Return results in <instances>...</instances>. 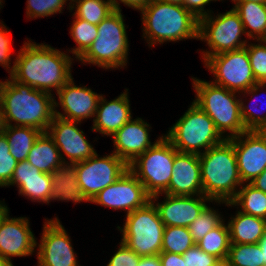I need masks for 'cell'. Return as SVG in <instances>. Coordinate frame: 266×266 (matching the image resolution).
<instances>
[{
	"label": "cell",
	"mask_w": 266,
	"mask_h": 266,
	"mask_svg": "<svg viewBox=\"0 0 266 266\" xmlns=\"http://www.w3.org/2000/svg\"><path fill=\"white\" fill-rule=\"evenodd\" d=\"M109 1L112 3L113 8L115 10L121 11L117 0H109ZM119 1H121L123 4L127 5L128 7L141 11L146 6H148L152 0H119Z\"/></svg>",
	"instance_id": "bcb514c9"
},
{
	"label": "cell",
	"mask_w": 266,
	"mask_h": 266,
	"mask_svg": "<svg viewBox=\"0 0 266 266\" xmlns=\"http://www.w3.org/2000/svg\"><path fill=\"white\" fill-rule=\"evenodd\" d=\"M95 116L92 131L108 136L116 133L126 122L132 119L126 91L109 102L101 96Z\"/></svg>",
	"instance_id": "7402d4cb"
},
{
	"label": "cell",
	"mask_w": 266,
	"mask_h": 266,
	"mask_svg": "<svg viewBox=\"0 0 266 266\" xmlns=\"http://www.w3.org/2000/svg\"><path fill=\"white\" fill-rule=\"evenodd\" d=\"M220 216L217 211L208 205L203 208L198 217L188 227L195 243L223 222Z\"/></svg>",
	"instance_id": "e575fe53"
},
{
	"label": "cell",
	"mask_w": 266,
	"mask_h": 266,
	"mask_svg": "<svg viewBox=\"0 0 266 266\" xmlns=\"http://www.w3.org/2000/svg\"><path fill=\"white\" fill-rule=\"evenodd\" d=\"M215 266H230L227 260H220Z\"/></svg>",
	"instance_id": "9f6ffc18"
},
{
	"label": "cell",
	"mask_w": 266,
	"mask_h": 266,
	"mask_svg": "<svg viewBox=\"0 0 266 266\" xmlns=\"http://www.w3.org/2000/svg\"><path fill=\"white\" fill-rule=\"evenodd\" d=\"M122 242L139 257L156 255L161 252L165 225L161 221L154 202L126 214Z\"/></svg>",
	"instance_id": "9c48e42d"
},
{
	"label": "cell",
	"mask_w": 266,
	"mask_h": 266,
	"mask_svg": "<svg viewBox=\"0 0 266 266\" xmlns=\"http://www.w3.org/2000/svg\"><path fill=\"white\" fill-rule=\"evenodd\" d=\"M0 266H14V265L9 263L4 257L0 255Z\"/></svg>",
	"instance_id": "11a10c76"
},
{
	"label": "cell",
	"mask_w": 266,
	"mask_h": 266,
	"mask_svg": "<svg viewBox=\"0 0 266 266\" xmlns=\"http://www.w3.org/2000/svg\"><path fill=\"white\" fill-rule=\"evenodd\" d=\"M236 4L235 6L238 4V3H243V2H257V3H263V4H266V0H233Z\"/></svg>",
	"instance_id": "f5cc1de1"
},
{
	"label": "cell",
	"mask_w": 266,
	"mask_h": 266,
	"mask_svg": "<svg viewBox=\"0 0 266 266\" xmlns=\"http://www.w3.org/2000/svg\"><path fill=\"white\" fill-rule=\"evenodd\" d=\"M52 190L50 200H66L79 203L91 202L78 184L77 170L73 164L66 163L51 173Z\"/></svg>",
	"instance_id": "603a6c76"
},
{
	"label": "cell",
	"mask_w": 266,
	"mask_h": 266,
	"mask_svg": "<svg viewBox=\"0 0 266 266\" xmlns=\"http://www.w3.org/2000/svg\"><path fill=\"white\" fill-rule=\"evenodd\" d=\"M71 59L49 45L27 41L9 75L17 82L51 94L53 88L58 92L72 78Z\"/></svg>",
	"instance_id": "6da1fadb"
},
{
	"label": "cell",
	"mask_w": 266,
	"mask_h": 266,
	"mask_svg": "<svg viewBox=\"0 0 266 266\" xmlns=\"http://www.w3.org/2000/svg\"><path fill=\"white\" fill-rule=\"evenodd\" d=\"M10 145V154L17 162L24 161L42 131L29 126L6 125L3 130Z\"/></svg>",
	"instance_id": "4316f807"
},
{
	"label": "cell",
	"mask_w": 266,
	"mask_h": 266,
	"mask_svg": "<svg viewBox=\"0 0 266 266\" xmlns=\"http://www.w3.org/2000/svg\"><path fill=\"white\" fill-rule=\"evenodd\" d=\"M26 160L40 172L48 174L66 164L65 158L59 153L53 138L48 132H42L39 135Z\"/></svg>",
	"instance_id": "cb8c5ba5"
},
{
	"label": "cell",
	"mask_w": 266,
	"mask_h": 266,
	"mask_svg": "<svg viewBox=\"0 0 266 266\" xmlns=\"http://www.w3.org/2000/svg\"><path fill=\"white\" fill-rule=\"evenodd\" d=\"M210 1L213 0H183L182 5L200 19L208 14L204 11V6Z\"/></svg>",
	"instance_id": "ee69618b"
},
{
	"label": "cell",
	"mask_w": 266,
	"mask_h": 266,
	"mask_svg": "<svg viewBox=\"0 0 266 266\" xmlns=\"http://www.w3.org/2000/svg\"><path fill=\"white\" fill-rule=\"evenodd\" d=\"M97 28V38L78 60L106 69L126 66L129 44L121 11L115 10Z\"/></svg>",
	"instance_id": "8992f818"
},
{
	"label": "cell",
	"mask_w": 266,
	"mask_h": 266,
	"mask_svg": "<svg viewBox=\"0 0 266 266\" xmlns=\"http://www.w3.org/2000/svg\"><path fill=\"white\" fill-rule=\"evenodd\" d=\"M166 199L163 203H157L158 213L165 226L189 227L198 217L203 208L210 201L204 195L194 196H172L164 194Z\"/></svg>",
	"instance_id": "44dd1931"
},
{
	"label": "cell",
	"mask_w": 266,
	"mask_h": 266,
	"mask_svg": "<svg viewBox=\"0 0 266 266\" xmlns=\"http://www.w3.org/2000/svg\"><path fill=\"white\" fill-rule=\"evenodd\" d=\"M59 104L64 114L57 112L55 115L70 121L81 122V120L93 117L96 114L99 100L102 95L93 92L86 86H76L71 78L58 92Z\"/></svg>",
	"instance_id": "d6986e66"
},
{
	"label": "cell",
	"mask_w": 266,
	"mask_h": 266,
	"mask_svg": "<svg viewBox=\"0 0 266 266\" xmlns=\"http://www.w3.org/2000/svg\"><path fill=\"white\" fill-rule=\"evenodd\" d=\"M73 16L75 20H73V25L70 28V34L78 46L73 48L71 52L75 54V58L79 59L97 38L98 28L97 25Z\"/></svg>",
	"instance_id": "836d02e7"
},
{
	"label": "cell",
	"mask_w": 266,
	"mask_h": 266,
	"mask_svg": "<svg viewBox=\"0 0 266 266\" xmlns=\"http://www.w3.org/2000/svg\"><path fill=\"white\" fill-rule=\"evenodd\" d=\"M18 188L19 194L33 201L49 203L52 190L51 174L42 172L40 177L21 178Z\"/></svg>",
	"instance_id": "1f68e13d"
},
{
	"label": "cell",
	"mask_w": 266,
	"mask_h": 266,
	"mask_svg": "<svg viewBox=\"0 0 266 266\" xmlns=\"http://www.w3.org/2000/svg\"><path fill=\"white\" fill-rule=\"evenodd\" d=\"M165 137L179 152L200 155L226 138L216 129L212 119L194 102L173 125Z\"/></svg>",
	"instance_id": "52a82bcc"
},
{
	"label": "cell",
	"mask_w": 266,
	"mask_h": 266,
	"mask_svg": "<svg viewBox=\"0 0 266 266\" xmlns=\"http://www.w3.org/2000/svg\"><path fill=\"white\" fill-rule=\"evenodd\" d=\"M70 241L57 218L45 222L38 245V266H79Z\"/></svg>",
	"instance_id": "9a60e30c"
},
{
	"label": "cell",
	"mask_w": 266,
	"mask_h": 266,
	"mask_svg": "<svg viewBox=\"0 0 266 266\" xmlns=\"http://www.w3.org/2000/svg\"><path fill=\"white\" fill-rule=\"evenodd\" d=\"M6 128L5 118H4V111L2 107V103L0 101V133Z\"/></svg>",
	"instance_id": "681fc988"
},
{
	"label": "cell",
	"mask_w": 266,
	"mask_h": 266,
	"mask_svg": "<svg viewBox=\"0 0 266 266\" xmlns=\"http://www.w3.org/2000/svg\"><path fill=\"white\" fill-rule=\"evenodd\" d=\"M158 139L153 146L128 165V169L144 185L152 202L167 191L174 157L178 152L165 136Z\"/></svg>",
	"instance_id": "ba28073f"
},
{
	"label": "cell",
	"mask_w": 266,
	"mask_h": 266,
	"mask_svg": "<svg viewBox=\"0 0 266 266\" xmlns=\"http://www.w3.org/2000/svg\"><path fill=\"white\" fill-rule=\"evenodd\" d=\"M138 266H162L159 254L140 257Z\"/></svg>",
	"instance_id": "7dc6e473"
},
{
	"label": "cell",
	"mask_w": 266,
	"mask_h": 266,
	"mask_svg": "<svg viewBox=\"0 0 266 266\" xmlns=\"http://www.w3.org/2000/svg\"><path fill=\"white\" fill-rule=\"evenodd\" d=\"M265 43L261 40L260 43ZM247 53L250 60V65L257 83H266V45H246Z\"/></svg>",
	"instance_id": "d590c367"
},
{
	"label": "cell",
	"mask_w": 266,
	"mask_h": 266,
	"mask_svg": "<svg viewBox=\"0 0 266 266\" xmlns=\"http://www.w3.org/2000/svg\"><path fill=\"white\" fill-rule=\"evenodd\" d=\"M141 13L150 47L156 42L199 39V19L183 5L152 0Z\"/></svg>",
	"instance_id": "277c9868"
},
{
	"label": "cell",
	"mask_w": 266,
	"mask_h": 266,
	"mask_svg": "<svg viewBox=\"0 0 266 266\" xmlns=\"http://www.w3.org/2000/svg\"><path fill=\"white\" fill-rule=\"evenodd\" d=\"M149 125L141 118L131 119L112 135L116 148L113 153L127 165L155 143L149 140ZM152 144V145H151Z\"/></svg>",
	"instance_id": "ffe728a7"
},
{
	"label": "cell",
	"mask_w": 266,
	"mask_h": 266,
	"mask_svg": "<svg viewBox=\"0 0 266 266\" xmlns=\"http://www.w3.org/2000/svg\"><path fill=\"white\" fill-rule=\"evenodd\" d=\"M40 172L35 166H32L27 160L17 163L14 169L11 181L8 186L17 184V187L21 185V178L40 177Z\"/></svg>",
	"instance_id": "b9f144b4"
},
{
	"label": "cell",
	"mask_w": 266,
	"mask_h": 266,
	"mask_svg": "<svg viewBox=\"0 0 266 266\" xmlns=\"http://www.w3.org/2000/svg\"><path fill=\"white\" fill-rule=\"evenodd\" d=\"M230 242L235 244H254L266 233V220L238 211L228 222Z\"/></svg>",
	"instance_id": "d4e9b609"
},
{
	"label": "cell",
	"mask_w": 266,
	"mask_h": 266,
	"mask_svg": "<svg viewBox=\"0 0 266 266\" xmlns=\"http://www.w3.org/2000/svg\"><path fill=\"white\" fill-rule=\"evenodd\" d=\"M77 123L80 122L66 120L55 115L47 131L53 138L59 153L62 150L64 155L70 159L69 164L87 160L96 153L84 137V132L77 128Z\"/></svg>",
	"instance_id": "2e32d148"
},
{
	"label": "cell",
	"mask_w": 266,
	"mask_h": 266,
	"mask_svg": "<svg viewBox=\"0 0 266 266\" xmlns=\"http://www.w3.org/2000/svg\"><path fill=\"white\" fill-rule=\"evenodd\" d=\"M9 31L6 30V26L0 24V64L5 69H10V57H11V40Z\"/></svg>",
	"instance_id": "7bdbcfd3"
},
{
	"label": "cell",
	"mask_w": 266,
	"mask_h": 266,
	"mask_svg": "<svg viewBox=\"0 0 266 266\" xmlns=\"http://www.w3.org/2000/svg\"><path fill=\"white\" fill-rule=\"evenodd\" d=\"M165 194L172 196L203 195L199 155L179 151L175 154L172 176Z\"/></svg>",
	"instance_id": "ac0fdd59"
},
{
	"label": "cell",
	"mask_w": 266,
	"mask_h": 266,
	"mask_svg": "<svg viewBox=\"0 0 266 266\" xmlns=\"http://www.w3.org/2000/svg\"><path fill=\"white\" fill-rule=\"evenodd\" d=\"M9 213L8 207L5 204L0 202V223L5 218V216Z\"/></svg>",
	"instance_id": "816d5d0a"
},
{
	"label": "cell",
	"mask_w": 266,
	"mask_h": 266,
	"mask_svg": "<svg viewBox=\"0 0 266 266\" xmlns=\"http://www.w3.org/2000/svg\"><path fill=\"white\" fill-rule=\"evenodd\" d=\"M242 186L236 197L226 205H239L241 212L266 220V193L256 189L250 183Z\"/></svg>",
	"instance_id": "83f0119b"
},
{
	"label": "cell",
	"mask_w": 266,
	"mask_h": 266,
	"mask_svg": "<svg viewBox=\"0 0 266 266\" xmlns=\"http://www.w3.org/2000/svg\"><path fill=\"white\" fill-rule=\"evenodd\" d=\"M68 0H27V15L30 18L45 17L61 13Z\"/></svg>",
	"instance_id": "74e56055"
},
{
	"label": "cell",
	"mask_w": 266,
	"mask_h": 266,
	"mask_svg": "<svg viewBox=\"0 0 266 266\" xmlns=\"http://www.w3.org/2000/svg\"><path fill=\"white\" fill-rule=\"evenodd\" d=\"M205 66L215 75L214 84L230 91L254 96L258 89L266 86L256 82L245 47L213 55L205 61Z\"/></svg>",
	"instance_id": "30bf717a"
},
{
	"label": "cell",
	"mask_w": 266,
	"mask_h": 266,
	"mask_svg": "<svg viewBox=\"0 0 266 266\" xmlns=\"http://www.w3.org/2000/svg\"><path fill=\"white\" fill-rule=\"evenodd\" d=\"M17 160L10 154V145L4 132L0 133V187L8 186L17 166Z\"/></svg>",
	"instance_id": "8d00e7d4"
},
{
	"label": "cell",
	"mask_w": 266,
	"mask_h": 266,
	"mask_svg": "<svg viewBox=\"0 0 266 266\" xmlns=\"http://www.w3.org/2000/svg\"><path fill=\"white\" fill-rule=\"evenodd\" d=\"M195 244L196 243L190 234L189 228L165 226L161 252H170L182 255Z\"/></svg>",
	"instance_id": "d6a6232c"
},
{
	"label": "cell",
	"mask_w": 266,
	"mask_h": 266,
	"mask_svg": "<svg viewBox=\"0 0 266 266\" xmlns=\"http://www.w3.org/2000/svg\"><path fill=\"white\" fill-rule=\"evenodd\" d=\"M11 80L0 81V101L6 125L29 126L47 132L59 104L52 94Z\"/></svg>",
	"instance_id": "7a4b0ae2"
},
{
	"label": "cell",
	"mask_w": 266,
	"mask_h": 266,
	"mask_svg": "<svg viewBox=\"0 0 266 266\" xmlns=\"http://www.w3.org/2000/svg\"><path fill=\"white\" fill-rule=\"evenodd\" d=\"M151 197L145 191L144 185L128 169L113 184L100 191L91 201L110 207L114 210H127V214L144 207Z\"/></svg>",
	"instance_id": "4fadbf2b"
},
{
	"label": "cell",
	"mask_w": 266,
	"mask_h": 266,
	"mask_svg": "<svg viewBox=\"0 0 266 266\" xmlns=\"http://www.w3.org/2000/svg\"><path fill=\"white\" fill-rule=\"evenodd\" d=\"M233 9L239 14L249 38L257 41L266 39V4L243 2L238 3Z\"/></svg>",
	"instance_id": "484cf974"
},
{
	"label": "cell",
	"mask_w": 266,
	"mask_h": 266,
	"mask_svg": "<svg viewBox=\"0 0 266 266\" xmlns=\"http://www.w3.org/2000/svg\"><path fill=\"white\" fill-rule=\"evenodd\" d=\"M164 3H172V4H179L182 5L183 0H156Z\"/></svg>",
	"instance_id": "db71d44e"
},
{
	"label": "cell",
	"mask_w": 266,
	"mask_h": 266,
	"mask_svg": "<svg viewBox=\"0 0 266 266\" xmlns=\"http://www.w3.org/2000/svg\"><path fill=\"white\" fill-rule=\"evenodd\" d=\"M37 242L25 217L11 218L9 214L0 223V255L12 264L10 257L32 255Z\"/></svg>",
	"instance_id": "e0dca14e"
},
{
	"label": "cell",
	"mask_w": 266,
	"mask_h": 266,
	"mask_svg": "<svg viewBox=\"0 0 266 266\" xmlns=\"http://www.w3.org/2000/svg\"><path fill=\"white\" fill-rule=\"evenodd\" d=\"M230 140L234 145L240 178L243 183H251L266 169V131H247Z\"/></svg>",
	"instance_id": "5bb4252c"
},
{
	"label": "cell",
	"mask_w": 266,
	"mask_h": 266,
	"mask_svg": "<svg viewBox=\"0 0 266 266\" xmlns=\"http://www.w3.org/2000/svg\"><path fill=\"white\" fill-rule=\"evenodd\" d=\"M240 114L247 131H266V114L255 113L251 108L244 106L242 99L240 100Z\"/></svg>",
	"instance_id": "ab89813d"
},
{
	"label": "cell",
	"mask_w": 266,
	"mask_h": 266,
	"mask_svg": "<svg viewBox=\"0 0 266 266\" xmlns=\"http://www.w3.org/2000/svg\"><path fill=\"white\" fill-rule=\"evenodd\" d=\"M203 195L211 201L231 202L243 184L233 142L225 139L199 155ZM237 191V192H236Z\"/></svg>",
	"instance_id": "3957f363"
},
{
	"label": "cell",
	"mask_w": 266,
	"mask_h": 266,
	"mask_svg": "<svg viewBox=\"0 0 266 266\" xmlns=\"http://www.w3.org/2000/svg\"><path fill=\"white\" fill-rule=\"evenodd\" d=\"M214 18L208 13L199 19V39L205 40L211 48L210 51H203L204 62L213 55L239 50L247 44L246 40H240L241 34L246 33L234 9Z\"/></svg>",
	"instance_id": "8fae6325"
},
{
	"label": "cell",
	"mask_w": 266,
	"mask_h": 266,
	"mask_svg": "<svg viewBox=\"0 0 266 266\" xmlns=\"http://www.w3.org/2000/svg\"><path fill=\"white\" fill-rule=\"evenodd\" d=\"M262 253H263V258L265 259V263H266V233L265 235L259 240L258 242Z\"/></svg>",
	"instance_id": "f907efd6"
},
{
	"label": "cell",
	"mask_w": 266,
	"mask_h": 266,
	"mask_svg": "<svg viewBox=\"0 0 266 266\" xmlns=\"http://www.w3.org/2000/svg\"><path fill=\"white\" fill-rule=\"evenodd\" d=\"M73 165L77 170L78 184L91 201L128 170V165L114 153L101 158L95 153Z\"/></svg>",
	"instance_id": "7c38bea8"
},
{
	"label": "cell",
	"mask_w": 266,
	"mask_h": 266,
	"mask_svg": "<svg viewBox=\"0 0 266 266\" xmlns=\"http://www.w3.org/2000/svg\"><path fill=\"white\" fill-rule=\"evenodd\" d=\"M186 266H215L218 261L214 255L208 254L196 244L182 254Z\"/></svg>",
	"instance_id": "f35d334b"
},
{
	"label": "cell",
	"mask_w": 266,
	"mask_h": 266,
	"mask_svg": "<svg viewBox=\"0 0 266 266\" xmlns=\"http://www.w3.org/2000/svg\"><path fill=\"white\" fill-rule=\"evenodd\" d=\"M77 6L74 15L90 24L98 25L115 11L112 3L107 0H70Z\"/></svg>",
	"instance_id": "f546056e"
},
{
	"label": "cell",
	"mask_w": 266,
	"mask_h": 266,
	"mask_svg": "<svg viewBox=\"0 0 266 266\" xmlns=\"http://www.w3.org/2000/svg\"><path fill=\"white\" fill-rule=\"evenodd\" d=\"M196 245L219 260H227L231 245L228 225L222 222L208 232Z\"/></svg>",
	"instance_id": "f1b7e54d"
},
{
	"label": "cell",
	"mask_w": 266,
	"mask_h": 266,
	"mask_svg": "<svg viewBox=\"0 0 266 266\" xmlns=\"http://www.w3.org/2000/svg\"><path fill=\"white\" fill-rule=\"evenodd\" d=\"M159 258L162 266H186L183 255L181 254L160 252Z\"/></svg>",
	"instance_id": "f6af8a7d"
},
{
	"label": "cell",
	"mask_w": 266,
	"mask_h": 266,
	"mask_svg": "<svg viewBox=\"0 0 266 266\" xmlns=\"http://www.w3.org/2000/svg\"><path fill=\"white\" fill-rule=\"evenodd\" d=\"M196 91L193 101L213 121L216 129L222 135L227 130L231 132L226 139L239 136L247 132L240 114V99H236L234 91L214 84L192 78Z\"/></svg>",
	"instance_id": "5b68a950"
},
{
	"label": "cell",
	"mask_w": 266,
	"mask_h": 266,
	"mask_svg": "<svg viewBox=\"0 0 266 266\" xmlns=\"http://www.w3.org/2000/svg\"><path fill=\"white\" fill-rule=\"evenodd\" d=\"M227 261L230 266H264L266 264L258 243H231Z\"/></svg>",
	"instance_id": "4dcf8cb0"
},
{
	"label": "cell",
	"mask_w": 266,
	"mask_h": 266,
	"mask_svg": "<svg viewBox=\"0 0 266 266\" xmlns=\"http://www.w3.org/2000/svg\"><path fill=\"white\" fill-rule=\"evenodd\" d=\"M140 257L121 241L118 251L109 260L107 266H138Z\"/></svg>",
	"instance_id": "60d3db41"
},
{
	"label": "cell",
	"mask_w": 266,
	"mask_h": 266,
	"mask_svg": "<svg viewBox=\"0 0 266 266\" xmlns=\"http://www.w3.org/2000/svg\"><path fill=\"white\" fill-rule=\"evenodd\" d=\"M256 189L266 193V169L256 177L251 183Z\"/></svg>",
	"instance_id": "c3c4849f"
}]
</instances>
